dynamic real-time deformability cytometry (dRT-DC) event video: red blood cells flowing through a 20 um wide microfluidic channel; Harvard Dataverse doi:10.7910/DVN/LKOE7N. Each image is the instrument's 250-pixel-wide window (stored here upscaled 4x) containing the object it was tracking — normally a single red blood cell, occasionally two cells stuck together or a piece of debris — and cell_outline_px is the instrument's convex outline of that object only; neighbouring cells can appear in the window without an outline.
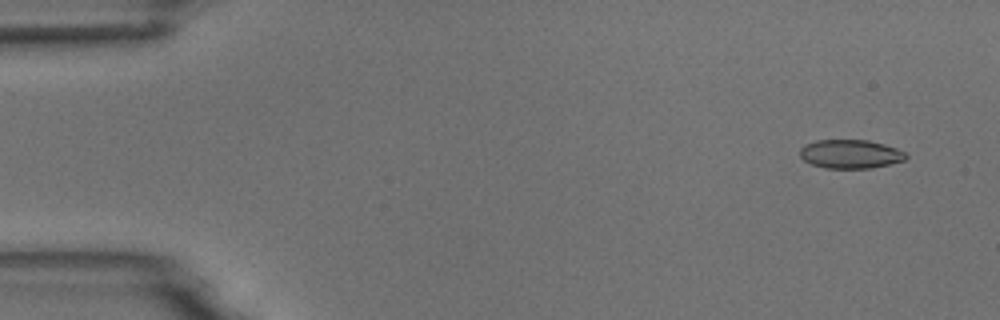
{"species": "common noctule bat (a hibernating species)", "species_latin": "Nyctalus noctula", "temperature_condition": "room temperature", "stored_images_in_passage": 8, "camera_frame_rate_fps": 3000, "um_per_image_px": 0.085, "animal": {"sex": "male", "body_mass_g": 18.8}, "frame": {"image": 1, "passage_image": 1, "time_ms": 0.0, "image_size_px": [1000, 320], "cell_outline_px": [[908, 156], [904, 160], [872, 168], [824, 168], [812, 164], [804, 160], [800, 156], [800, 148], [804, 144], [816, 140], [868, 140], [884, 144], [896, 148], [904, 152]], "centroid_in_image_um": [72.26, 13.09], "position_along_channel_um": 12.7, "area_um2": 17.74}}
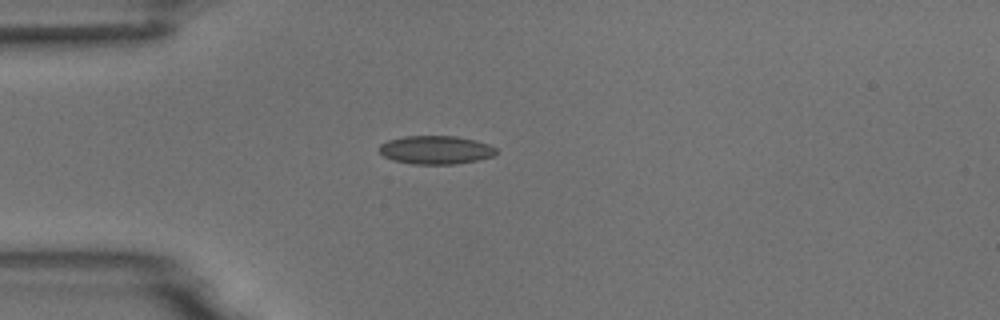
{"frame": {"image": 2, "passage_image": 4, "time_ms": 3.667, "image_size_px": [1000, 320], "cell_outline_px": [[496, 152], [492, 156], [480, 160], [456, 164], [412, 164], [392, 160], [384, 156], [380, 152], [380, 144], [388, 140], [404, 136], [456, 136], [476, 140], [488, 144], [496, 148]], "centroid_in_image_um": [37.04, 12.74], "position_along_channel_um": 48.0, "area_um2": 19.42}}